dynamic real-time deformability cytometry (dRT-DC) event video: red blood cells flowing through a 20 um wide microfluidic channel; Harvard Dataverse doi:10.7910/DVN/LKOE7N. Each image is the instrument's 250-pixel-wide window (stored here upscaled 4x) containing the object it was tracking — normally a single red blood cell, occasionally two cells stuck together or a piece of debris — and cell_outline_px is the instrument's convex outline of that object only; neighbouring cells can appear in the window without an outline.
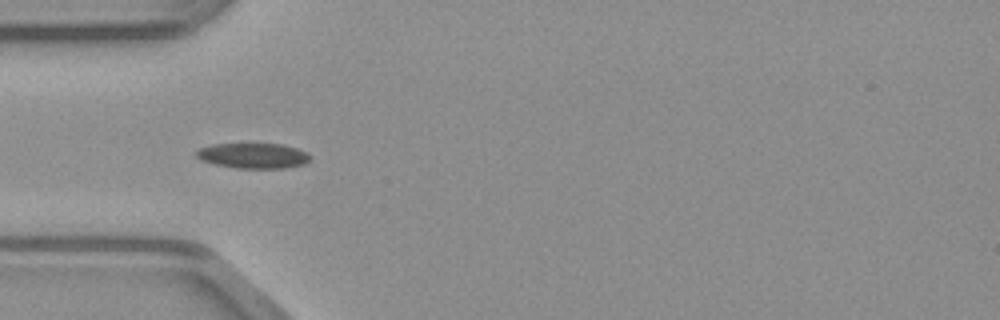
{"species": "common noctule bat (a hibernating species)", "species_latin": "Nyctalus noctula", "temperature_condition": "warm", "stored_images_in_passage": 6, "camera_frame_rate_fps": 3000, "um_per_image_px": 0.085, "animal": {"sex": "male", "body_mass_g": 23.1, "forearm_length_mm": 52.7}, "frame": {"image": 1, "passage_image": 3, "time_ms": 0.667, "image_size_px": [1000, 320], "cell_outline_px": [[308, 160], [304, 164], [284, 168], [236, 168], [216, 164], [200, 160], [196, 156], [196, 152], [200, 148], [212, 144], [284, 144], [308, 152]], "centroid_in_image_um": [21.51, 13.23], "position_along_channel_um": 63.5, "area_um2": 16.65}}